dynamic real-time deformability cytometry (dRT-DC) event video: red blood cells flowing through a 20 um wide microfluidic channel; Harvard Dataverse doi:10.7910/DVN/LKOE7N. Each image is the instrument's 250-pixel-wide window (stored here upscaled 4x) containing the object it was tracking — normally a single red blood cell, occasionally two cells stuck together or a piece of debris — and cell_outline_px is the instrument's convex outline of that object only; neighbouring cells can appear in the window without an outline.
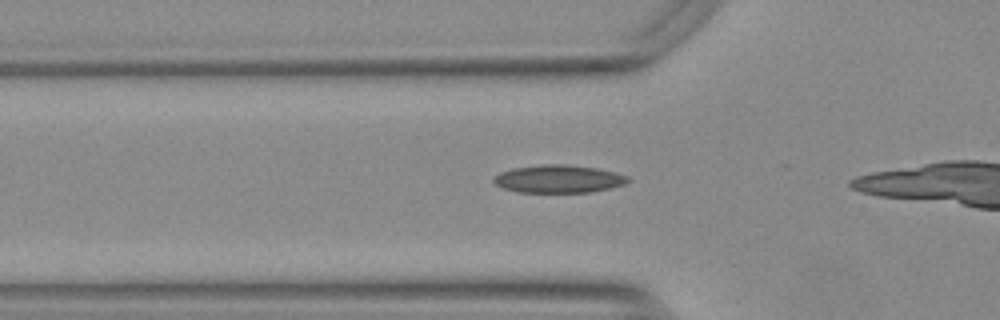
{"species": "Egyptian fruit bat (a non-hibernating species)", "species_latin": "Rousettus aegyptiacus", "temperature_condition": "warm", "stored_images_in_passage": 29, "camera_frame_rate_fps": 3000, "um_per_image_px": 0.085, "animal": {"sex": "female"}, "frame": {"image": 1, "passage_image": 3, "time_ms": 0.667, "image_size_px": [1000, 320], "cell_outline_px": [[632, 180], [624, 184], [592, 192], [516, 192], [504, 188], [496, 184], [492, 180], [500, 172], [512, 168], [544, 164], [568, 164], [596, 168], [628, 176]], "centroid_in_image_um": [47.47, 15.2], "position_along_channel_um": 78.3, "area_um2": 21.68}}
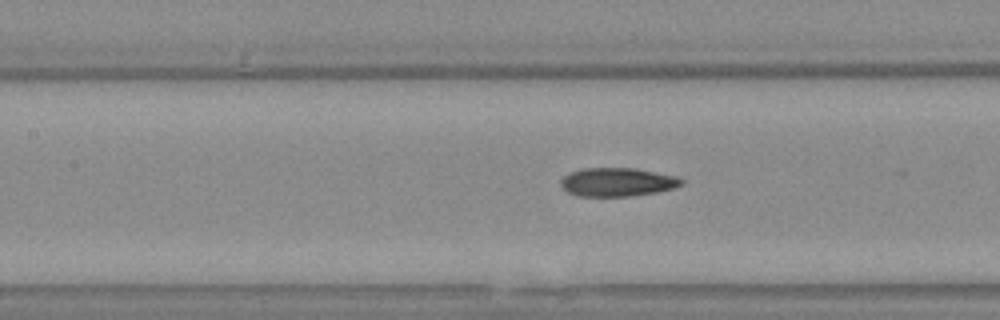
{"frame": {"image": 2, "passage_image": 9, "time_ms": 2.667, "image_size_px": [1000, 320], "cell_outline_px": [[684, 184], [676, 188], [656, 192], [628, 196], [580, 196], [568, 192], [560, 184], [560, 180], [564, 176], [580, 168], [636, 168], [680, 176], [684, 180]], "centroid_in_image_um": [52.54, 15.46], "position_along_channel_um": 154.9, "area_um2": 20.29}}
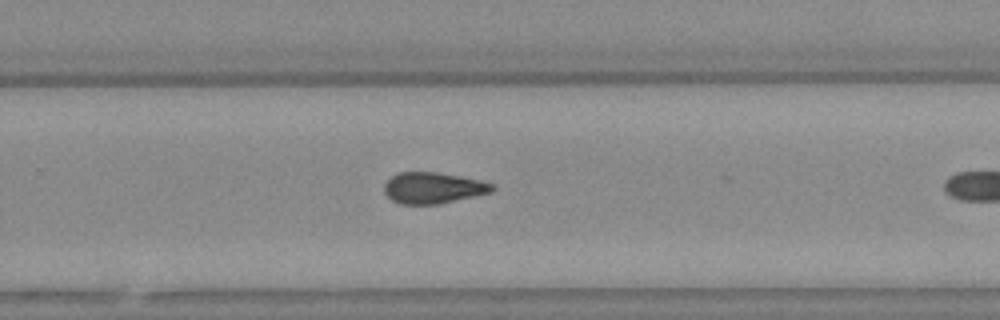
{"frame": {"image": 3, "passage_image": 20, "time_ms": 6.333, "image_size_px": [1000, 320], "cell_outline_px": [[496, 188], [492, 192], [440, 204], [400, 204], [392, 200], [384, 192], [384, 184], [392, 176], [400, 172], [436, 172], [460, 176], [480, 180], [496, 184]], "centroid_in_image_um": [36.85, 15.97], "position_along_channel_um": 293.0, "area_um2": 19.71}}